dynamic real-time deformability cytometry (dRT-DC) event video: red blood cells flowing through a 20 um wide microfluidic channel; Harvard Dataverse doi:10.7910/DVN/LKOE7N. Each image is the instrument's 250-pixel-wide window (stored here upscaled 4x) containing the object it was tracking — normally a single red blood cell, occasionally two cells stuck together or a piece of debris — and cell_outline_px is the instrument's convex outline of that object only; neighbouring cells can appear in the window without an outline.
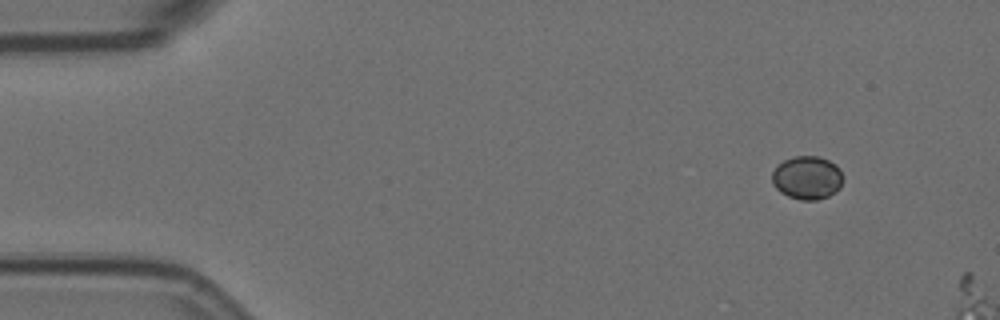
{"species": "Egyptian fruit bat (a non-hibernating species)", "species_latin": "Rousettus aegyptiacus", "temperature_condition": "room temperature", "stored_images_in_passage": 3, "segment_of_instrument_passage": [1, 2], "camera_frame_rate_fps": 3000, "um_per_image_px": 0.085, "animal": {"sex": "female"}, "frame": {"image": 1, "passage_image": 1, "time_ms": 0.0, "image_size_px": [1000, 320], "cell_outline_px": [[844, 180], [840, 188], [836, 192], [828, 196], [816, 200], [800, 200], [788, 196], [780, 192], [772, 184], [772, 172], [784, 160], [792, 156], [820, 156], [836, 164], [840, 168]], "centroid_in_image_um": [68.64, 15.1], "position_along_channel_um": 16.4, "area_um2": 18.15}}